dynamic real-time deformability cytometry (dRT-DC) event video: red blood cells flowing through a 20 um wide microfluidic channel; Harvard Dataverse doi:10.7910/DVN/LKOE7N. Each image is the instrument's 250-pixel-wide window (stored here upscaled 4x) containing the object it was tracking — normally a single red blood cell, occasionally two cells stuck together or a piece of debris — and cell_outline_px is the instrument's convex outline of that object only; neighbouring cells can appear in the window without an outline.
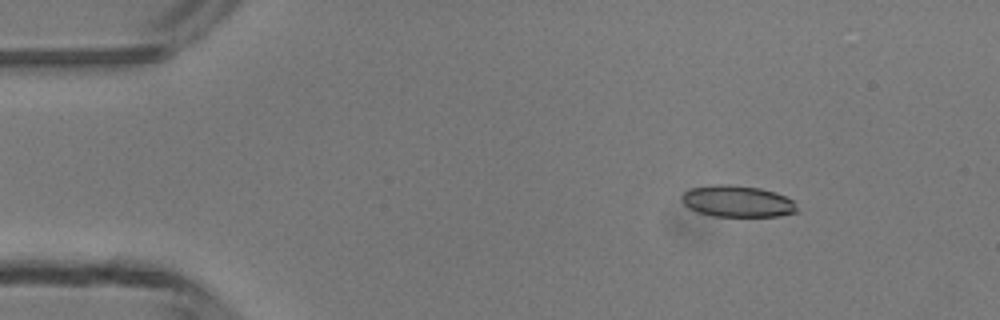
{"species": "common noctule bat (a hibernating species)", "species_latin": "Nyctalus noctula", "temperature_condition": "room temperature", "stored_images_in_passage": 3, "camera_frame_rate_fps": 3000, "um_per_image_px": 0.085, "animal": {"sex": "male", "body_mass_g": 13.3}, "frame": {"image": 1, "passage_image": 2, "time_ms": 1.0, "image_size_px": [1000, 320], "cell_outline_px": [[800, 212], [780, 216], [712, 216], [696, 212], [688, 208], [680, 200], [680, 196], [688, 188], [716, 184], [728, 184], [760, 188], [776, 192], [792, 200]], "centroid_in_image_um": [62.64, 17.11], "position_along_channel_um": 22.4, "area_um2": 21.5}}